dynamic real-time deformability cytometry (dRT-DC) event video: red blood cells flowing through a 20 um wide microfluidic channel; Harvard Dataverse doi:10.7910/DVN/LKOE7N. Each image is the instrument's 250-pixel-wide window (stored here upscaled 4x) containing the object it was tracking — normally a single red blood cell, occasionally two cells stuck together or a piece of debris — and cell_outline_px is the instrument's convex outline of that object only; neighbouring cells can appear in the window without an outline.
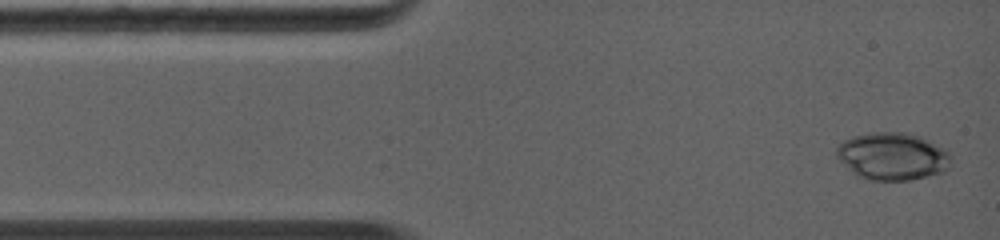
{"species": "common noctule bat (a hibernating species)", "species_latin": "Nyctalus noctula", "temperature_condition": "warm", "stored_images_in_passage": 34, "camera_frame_rate_fps": 5000, "um_per_image_px": 0.085, "animal": {"sex": "female", "body_mass_g": 19.0, "forearm_length_mm": 56.7}, "frame": {"image": 1, "passage_image": 1, "time_ms": 0.0, "image_size_px": [1000, 240], "cell_outline_px": [[948, 156], [944, 172], [908, 180], [876, 180], [864, 176], [856, 172], [840, 160], [836, 156], [836, 148], [844, 140], [852, 136], [872, 132], [908, 132], [920, 136], [944, 148]], "centroid_in_image_um": [75.84, 13.24], "position_along_channel_um": 9.2, "area_um2": 30.75}}
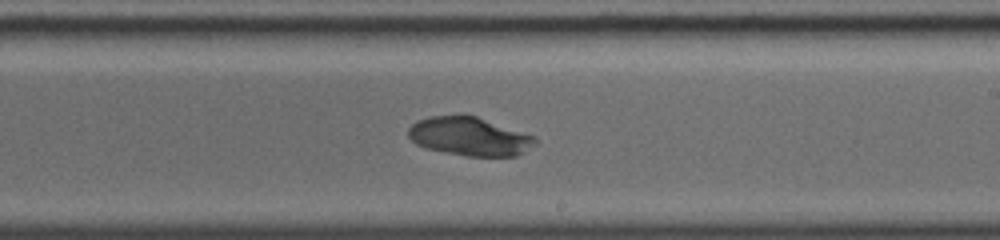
{"frame": {"image": 2, "passage_image": 21, "time_ms": 6.8, "image_size_px": [1000, 240], "cell_outline_px": [[536, 144], [524, 152], [516, 156], [468, 156], [444, 152], [424, 148], [416, 144], [408, 136], [408, 128], [416, 120], [432, 116], [476, 116], [536, 136]], "centroid_in_image_um": [39.91, 11.61], "position_along_channel_um": 249.1, "area_um2": 28.44}}
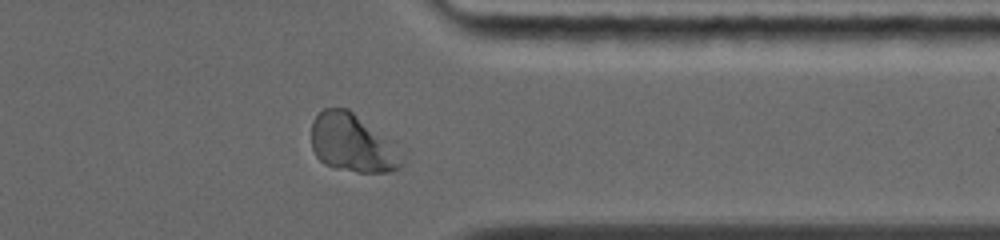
{"frame": {"image": 3, "passage_image": 31, "time_ms": 9.8, "image_size_px": [1000, 240], "cell_outline_px": [[404, 164], [400, 168], [392, 172], [356, 172], [336, 168], [324, 164], [316, 156], [312, 148], [312, 120], [324, 108], [348, 108], [404, 160]], "centroid_in_image_um": [29.83, 12.21], "position_along_channel_um": 381.6, "area_um2": 29.13}, "authors_computed_cell_mechanics": {"area_um2": 29.5069, "velocity_mm_per_s": 4.5096, "shape_relaxation_time_tau1_ms": 2.6053, "shape_relaxation_time_tau2_ms": null, "deformation_change_tau1": 0.0371, "deformation_change_tau2": null}}